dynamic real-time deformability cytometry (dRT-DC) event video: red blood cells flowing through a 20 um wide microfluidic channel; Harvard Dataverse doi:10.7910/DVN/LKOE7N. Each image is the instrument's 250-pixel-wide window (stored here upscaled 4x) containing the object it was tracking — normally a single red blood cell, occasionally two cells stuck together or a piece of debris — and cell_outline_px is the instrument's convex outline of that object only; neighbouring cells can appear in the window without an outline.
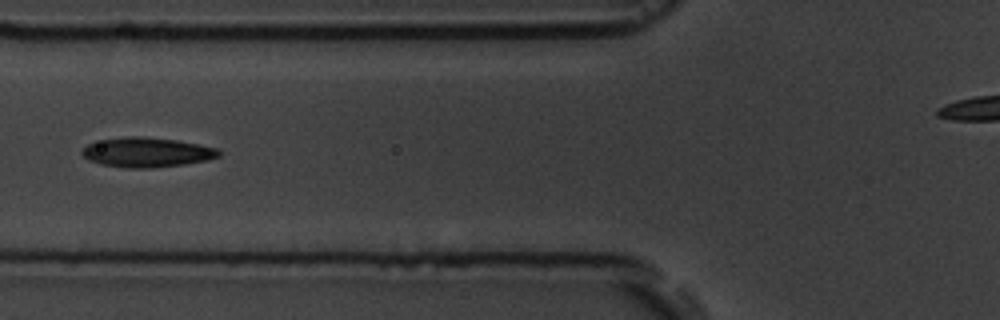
{"species": "common noctule bat (a hibernating species)", "species_latin": "Nyctalus noctula", "temperature_condition": "room temperature", "stored_images_in_passage": 12, "camera_frame_rate_fps": 3000, "um_per_image_px": 0.085, "animal": {"sex": "male", "body_mass_g": 19.5, "forearm_length_mm": 54.6}, "frame": {"image": 1, "passage_image": 3, "time_ms": 2.333, "image_size_px": [1000, 320], "cell_outline_px": [[220, 156], [208, 160], [184, 164], [152, 168], [128, 168], [100, 164], [88, 160], [80, 152], [88, 144], [104, 140], [128, 136], [144, 136], [176, 140], [200, 144], [216, 148], [220, 152]], "centroid_in_image_um": [12.5, 12.95], "position_along_channel_um": 113.3, "area_um2": 23.58}}
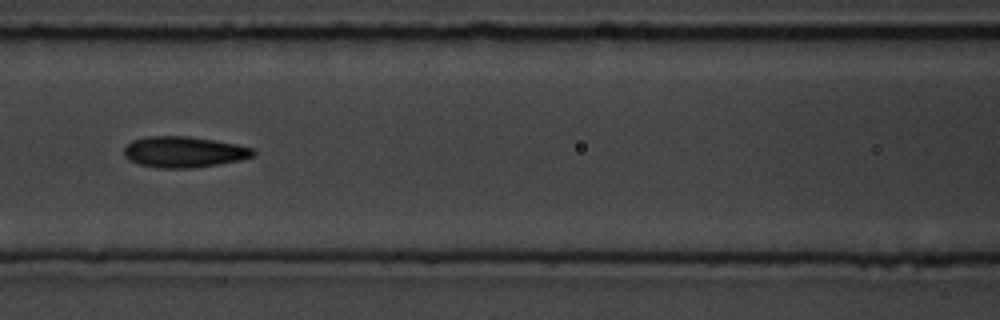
{"frame": {"image": 2, "passage_image": 4, "time_ms": 3.333, "image_size_px": [1000, 320], "cell_outline_px": [[256, 156], [240, 160], [220, 164], [188, 168], [160, 168], [140, 164], [128, 160], [124, 156], [124, 148], [132, 140], [148, 136], [188, 136], [236, 144], [256, 148]], "centroid_in_image_um": [15.66, 12.91], "position_along_channel_um": 150.9, "area_um2": 23.41}, "authors_computed_cell_mechanics": {"area_um2": 22.2819, "velocity_mm_per_s": 3.742, "shape_relaxation_time_tau1_ms": 10.4283, "shape_relaxation_time_tau2_ms": 4.182, "deformation_change_tau1": 0.2815, "deformation_change_tau2": 0.1377}}